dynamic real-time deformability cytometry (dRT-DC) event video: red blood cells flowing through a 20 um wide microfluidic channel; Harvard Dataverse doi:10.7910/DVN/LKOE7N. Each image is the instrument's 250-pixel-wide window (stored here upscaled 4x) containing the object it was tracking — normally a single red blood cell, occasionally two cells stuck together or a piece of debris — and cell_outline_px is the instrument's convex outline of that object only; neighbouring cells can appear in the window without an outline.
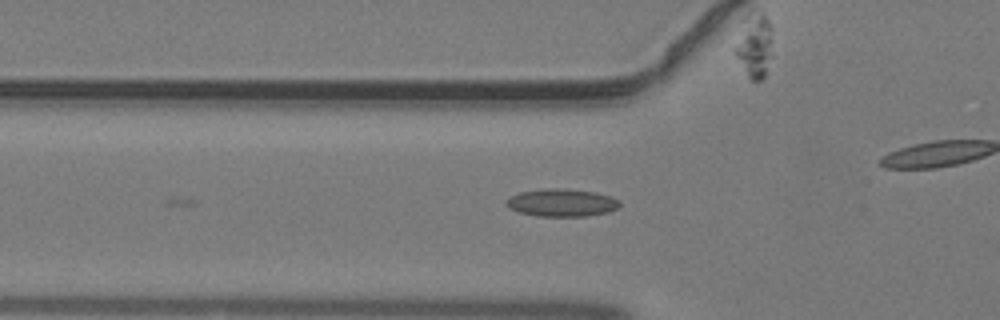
{"species": "common noctule bat (a hibernating species)", "species_latin": "Nyctalus noctula", "temperature_condition": "warm", "stored_images_in_passage": 7, "camera_frame_rate_fps": 3000, "um_per_image_px": 0.085, "animal": {"sex": "male", "body_mass_g": 19.2, "forearm_length_mm": 51.8}, "frame": {"image": 1, "passage_image": 7, "time_ms": 2.0, "image_size_px": [1000, 320], "cell_outline_px": [[620, 208], [608, 212], [588, 216], [536, 216], [520, 212], [508, 208], [504, 204], [508, 196], [520, 192], [544, 188], [564, 188], [596, 192], [612, 196], [620, 200]], "centroid_in_image_um": [47.75, 17.22], "position_along_channel_um": 78.0, "area_um2": 18.67}}